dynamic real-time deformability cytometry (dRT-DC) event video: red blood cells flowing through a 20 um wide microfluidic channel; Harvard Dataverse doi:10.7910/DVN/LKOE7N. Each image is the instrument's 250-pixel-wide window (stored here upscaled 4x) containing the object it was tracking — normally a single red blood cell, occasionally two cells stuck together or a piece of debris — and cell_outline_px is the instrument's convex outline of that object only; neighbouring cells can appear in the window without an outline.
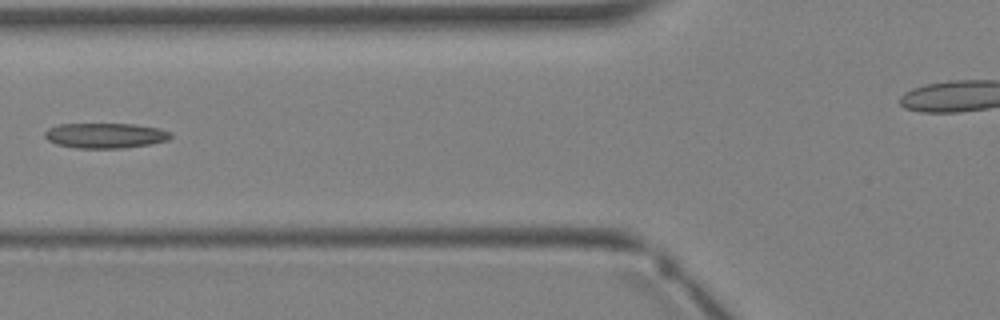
{"species": "Egyptian fruit bat (a non-hibernating species)", "species_latin": "Rousettus aegyptiacus", "temperature_condition": "warm", "stored_images_in_passage": 5, "segment_of_instrument_passage": [1, 2], "camera_frame_rate_fps": 3000, "um_per_image_px": 0.085, "animal": {"sex": "female"}, "frame": {"image": 1, "passage_image": 4, "time_ms": 3.667, "image_size_px": [1000, 320], "cell_outline_px": [[172, 136], [168, 140], [148, 144], [124, 148], [76, 148], [56, 144], [48, 140], [44, 136], [44, 132], [48, 128], [60, 124], [132, 124], [160, 128], [172, 132]], "centroid_in_image_um": [8.95, 11.52], "position_along_channel_um": 116.8, "area_um2": 18.5}}